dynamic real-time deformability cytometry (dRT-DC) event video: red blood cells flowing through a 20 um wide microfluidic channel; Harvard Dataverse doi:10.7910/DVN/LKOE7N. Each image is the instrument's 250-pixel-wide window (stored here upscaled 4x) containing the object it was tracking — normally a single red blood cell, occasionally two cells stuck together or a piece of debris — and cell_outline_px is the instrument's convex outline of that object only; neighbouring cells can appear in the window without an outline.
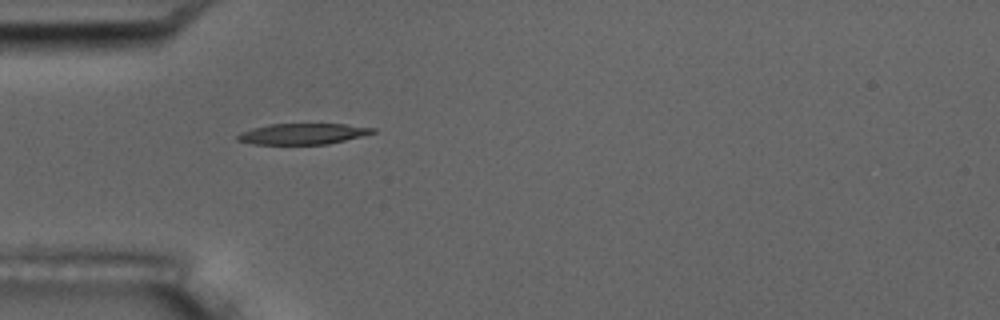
{"species": "common noctule bat (a hibernating species)", "species_latin": "Nyctalus noctula", "temperature_condition": "room temperature", "stored_images_in_passage": 1, "camera_frame_rate_fps": 3000, "um_per_image_px": 0.085, "animal": {"sex": "male", "body_mass_g": 17.5, "forearm_length_mm": 52.3}, "frame": {"image": 1, "passage_image": 1, "time_ms": 0.0, "image_size_px": [1000, 320], "cell_outline_px": [[376, 132], [328, 144], [252, 144], [236, 140], [236, 136], [240, 132], [252, 128], [268, 124], [344, 124], [376, 128]], "centroid_in_image_um": [25.69, 11.37], "position_along_channel_um": 59.3, "area_um2": 16.42}}